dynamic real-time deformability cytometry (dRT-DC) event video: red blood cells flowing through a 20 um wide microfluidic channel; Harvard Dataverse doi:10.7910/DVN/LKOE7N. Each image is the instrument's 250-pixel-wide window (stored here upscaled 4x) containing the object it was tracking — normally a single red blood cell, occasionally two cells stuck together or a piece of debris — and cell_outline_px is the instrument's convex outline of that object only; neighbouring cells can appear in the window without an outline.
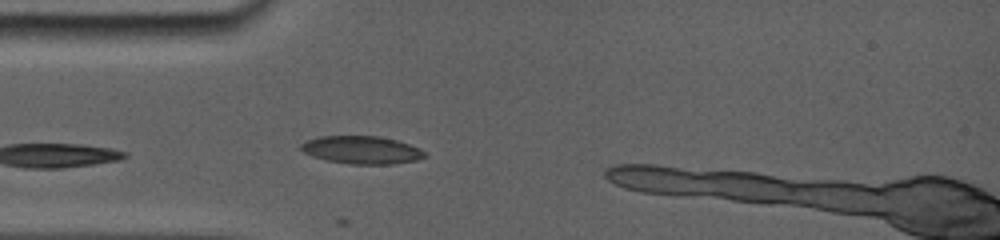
{"species": "common noctule bat (a hibernating species)", "species_latin": "Nyctalus noctula", "temperature_condition": "room temperature", "stored_images_in_passage": 4, "camera_frame_rate_fps": 5000, "um_per_image_px": 0.085, "animal": {"sex": "female", "body_mass_g": 19.0, "forearm_length_mm": 56.7}, "frame": {"image": 1, "passage_image": 1, "time_ms": 0.0, "image_size_px": [1000, 240], "cell_outline_px": [[424, 156], [416, 160], [392, 164], [352, 164], [328, 160], [312, 156], [304, 152], [300, 148], [300, 144], [308, 140], [324, 136], [376, 136], [408, 144], [424, 152]], "centroid_in_image_um": [30.69, 12.75], "position_along_channel_um": 54.3, "area_um2": 19.48}}